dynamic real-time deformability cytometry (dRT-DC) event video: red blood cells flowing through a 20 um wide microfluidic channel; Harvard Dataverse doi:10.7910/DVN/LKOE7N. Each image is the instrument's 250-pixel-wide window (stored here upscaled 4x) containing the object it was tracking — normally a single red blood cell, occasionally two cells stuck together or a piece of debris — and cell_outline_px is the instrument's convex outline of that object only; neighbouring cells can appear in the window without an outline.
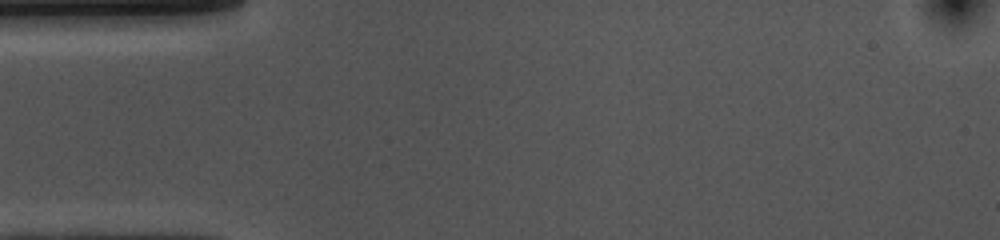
{"species": "common noctule bat (a hibernating species)", "species_latin": "Nyctalus noctula", "temperature_condition": "cold", "stored_images_in_passage": 1, "camera_frame_rate_fps": 3000, "um_per_image_px": 0.085, "animal": {"sex": "female", "body_mass_g": 10.0, "forearm_length_mm": 53.1}, "frame": {"image": 1, "passage_image": 1, "time_ms": 0.0, "image_size_px": [1000, 240], "cell_outline_px": [[196, 52], [192, 56], [172, 60], [68, 64], [52, 64], [44, 60], [44, 56], [60, 52]], "centroid_in_image_um": [9.55, 4.85], "position_along_channel_um": 75.4, "area_um2": 10.17}}